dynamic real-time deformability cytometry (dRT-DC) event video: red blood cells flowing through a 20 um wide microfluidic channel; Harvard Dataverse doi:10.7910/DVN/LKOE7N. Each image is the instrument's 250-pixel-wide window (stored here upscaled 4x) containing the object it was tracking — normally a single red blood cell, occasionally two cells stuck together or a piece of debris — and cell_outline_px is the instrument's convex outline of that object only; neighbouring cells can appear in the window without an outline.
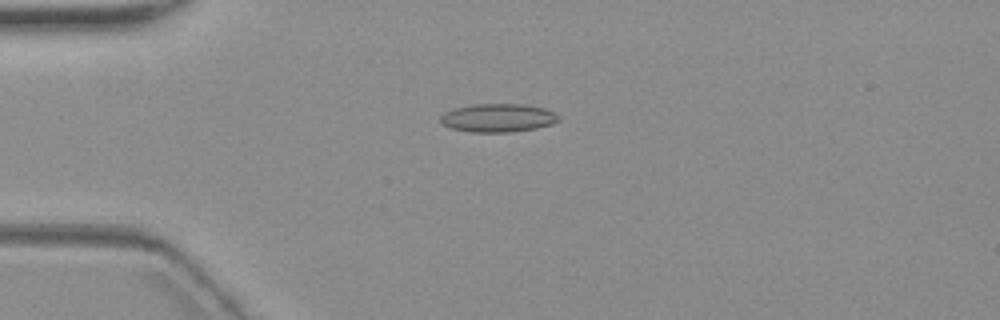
{"species": "common noctule bat (a hibernating species)", "species_latin": "Nyctalus noctula", "temperature_condition": "warm", "stored_images_in_passage": 5, "camera_frame_rate_fps": 3000, "um_per_image_px": 0.085, "animal": {"sex": "female", "body_mass_g": 19.3, "forearm_length_mm": 54.1}, "frame": {"image": 1, "passage_image": 4, "time_ms": 3.667, "image_size_px": [1000, 320], "cell_outline_px": [[560, 120], [552, 124], [536, 128], [508, 132], [472, 132], [452, 128], [444, 124], [440, 120], [440, 116], [444, 112], [452, 108], [472, 104], [524, 104], [544, 108], [552, 112]], "centroid_in_image_um": [42.29, 10.01], "position_along_channel_um": 42.7, "area_um2": 19.42}}